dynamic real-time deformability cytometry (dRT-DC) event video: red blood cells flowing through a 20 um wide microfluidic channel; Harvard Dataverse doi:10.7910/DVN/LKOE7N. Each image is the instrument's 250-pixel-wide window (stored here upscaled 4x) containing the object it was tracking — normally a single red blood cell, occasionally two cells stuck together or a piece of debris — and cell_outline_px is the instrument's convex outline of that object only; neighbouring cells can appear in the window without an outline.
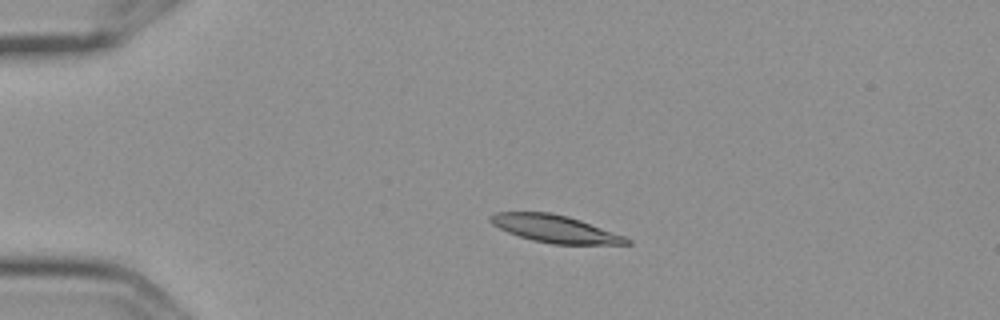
{"species": "Egyptian fruit bat (a non-hibernating species)", "species_latin": "Rousettus aegyptiacus", "temperature_condition": "cold", "stored_images_in_passage": 15, "camera_frame_rate_fps": 3000, "um_per_image_px": 0.085, "frame": {"image": 1, "passage_image": 4, "time_ms": 1.0, "image_size_px": [1000, 320], "cell_outline_px": [[632, 244], [552, 244], [532, 240], [508, 232], [492, 224], [488, 220], [488, 216], [496, 212], [548, 212], [568, 216], [580, 220], [624, 236], [632, 240]], "centroid_in_image_um": [47.15, 19.44], "position_along_channel_um": 37.8, "area_um2": 21.62}}
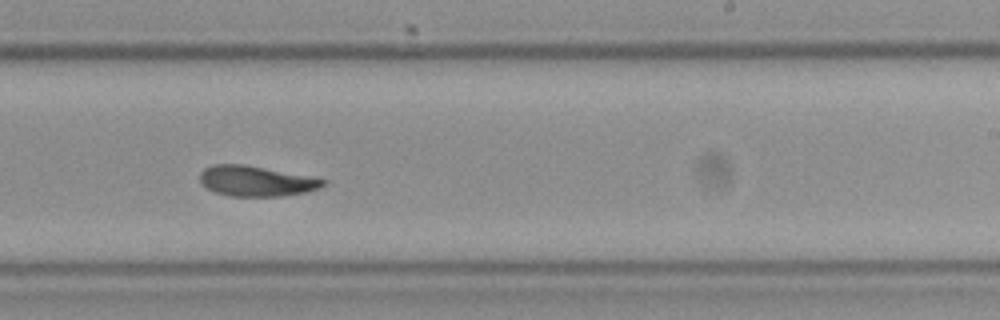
{"frame": {"image": 2, "passage_image": 10, "time_ms": 3.0, "image_size_px": [1000, 320], "cell_outline_px": [[324, 184], [320, 188], [308, 192], [280, 196], [232, 196], [216, 192], [200, 184], [200, 172], [204, 168], [212, 164], [244, 164], [308, 176], [324, 180]], "centroid_in_image_um": [21.72, 15.39], "position_along_channel_um": 267.3, "area_um2": 21.62}}
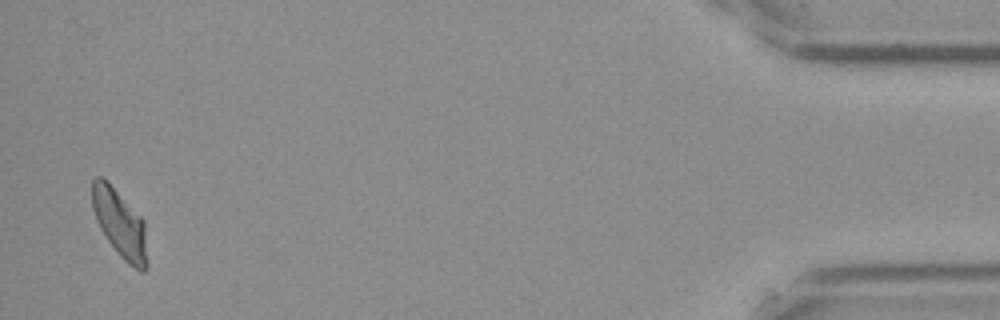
{"frame": {"image": 3, "passage_image": 15, "time_ms": 4.667, "image_size_px": [1000, 320], "cell_outline_px": [[148, 264], [144, 272], [140, 272], [128, 264], [120, 256], [108, 240], [100, 228], [96, 220], [92, 208], [92, 180], [96, 176], [100, 176], [108, 180], [144, 220]], "centroid_in_image_um": [10.19, 19.0], "position_along_channel_um": 425.0, "area_um2": 22.02}}